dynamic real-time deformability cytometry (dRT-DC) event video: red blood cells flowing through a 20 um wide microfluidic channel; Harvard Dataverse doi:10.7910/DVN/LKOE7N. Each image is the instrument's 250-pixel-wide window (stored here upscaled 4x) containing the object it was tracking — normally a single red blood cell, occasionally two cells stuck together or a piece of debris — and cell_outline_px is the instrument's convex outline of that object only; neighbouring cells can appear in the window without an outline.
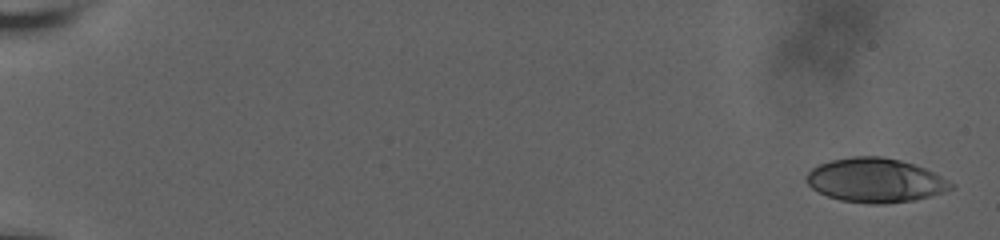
{"species": "human", "species_latin": "Homo sapiens", "temperature_condition": "room temperature", "stored_images_in_passage": 10, "camera_frame_rate_fps": 3000, "um_per_image_px": 0.085, "donor": {"sex": "male"}, "frame": {"image": 1, "passage_image": 1, "time_ms": 0.0, "image_size_px": [1000, 240], "cell_outline_px": [[956, 188], [944, 192], [916, 200], [884, 204], [872, 204], [840, 200], [828, 196], [812, 188], [808, 184], [808, 172], [812, 168], [820, 164], [832, 160], [852, 156], [880, 156], [900, 160], [924, 168], [956, 184]], "centroid_in_image_um": [74.45, 15.33], "position_along_channel_um": 10.6, "area_um2": 37.05}}
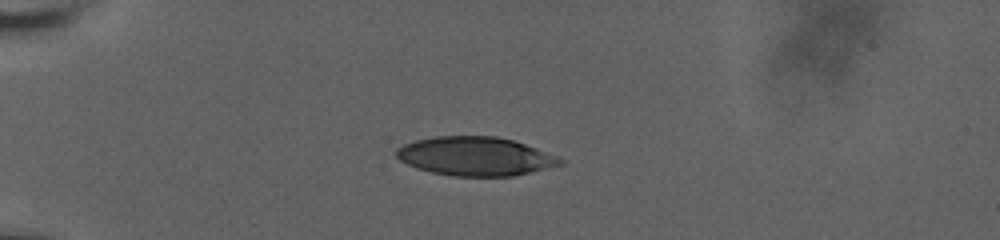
{"frame": {"image": 2, "passage_image": 6, "time_ms": 5.333, "image_size_px": [1000, 240], "cell_outline_px": [[564, 164], [512, 176], [456, 176], [432, 172], [416, 168], [400, 160], [396, 156], [396, 148], [404, 144], [416, 140], [436, 136], [496, 136], [512, 140], [524, 144], [556, 156], [564, 160]], "centroid_in_image_um": [40.38, 13.28], "position_along_channel_um": 44.6, "area_um2": 36.7}}
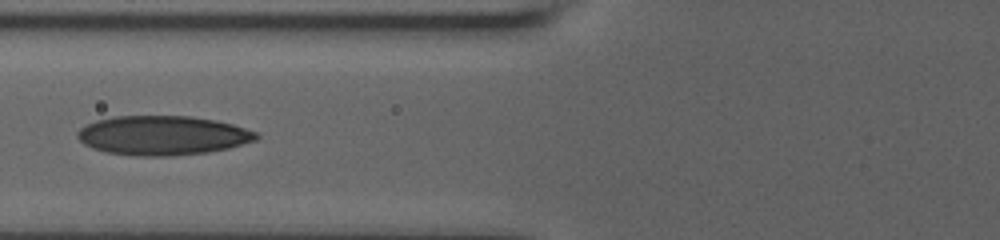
{"frame": {"image": 3, "passage_image": 9, "time_ms": 8.333, "image_size_px": [1000, 240], "cell_outline_px": [[260, 136], [256, 140], [228, 148], [208, 152], [172, 156], [140, 156], [104, 152], [92, 148], [84, 144], [76, 136], [76, 132], [80, 128], [96, 120], [112, 116], [192, 116], [216, 120], [232, 124], [256, 132]], "centroid_in_image_um": [13.8, 11.51], "position_along_channel_um": 112.0, "area_um2": 41.1}}